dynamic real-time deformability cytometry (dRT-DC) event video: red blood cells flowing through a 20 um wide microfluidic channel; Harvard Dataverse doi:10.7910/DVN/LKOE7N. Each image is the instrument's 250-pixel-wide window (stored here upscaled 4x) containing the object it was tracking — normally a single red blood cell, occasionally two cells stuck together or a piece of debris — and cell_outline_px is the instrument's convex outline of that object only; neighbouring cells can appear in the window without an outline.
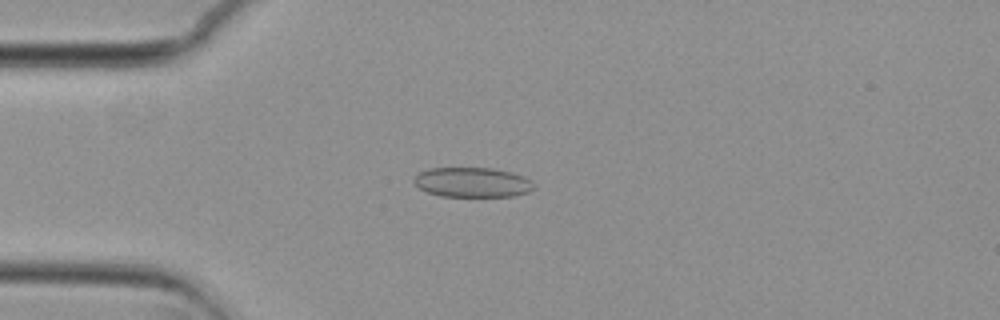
{"species": "common noctule bat (a hibernating species)", "species_latin": "Nyctalus noctula", "temperature_condition": "cold", "stored_images_in_passage": 54, "camera_frame_rate_fps": 3000, "um_per_image_px": 0.085, "animal": {"sex": "female", "body_mass_g": 29.2, "forearm_length_mm": 56.3}, "frame": {"image": 1, "passage_image": 13, "time_ms": 4.0, "image_size_px": [1000, 320], "cell_outline_px": [[536, 188], [528, 192], [516, 196], [440, 196], [428, 192], [420, 188], [412, 180], [420, 172], [432, 168], [492, 168], [524, 176], [532, 180], [536, 184]], "centroid_in_image_um": [40.21, 15.5], "position_along_channel_um": 44.8, "area_um2": 20.81}}
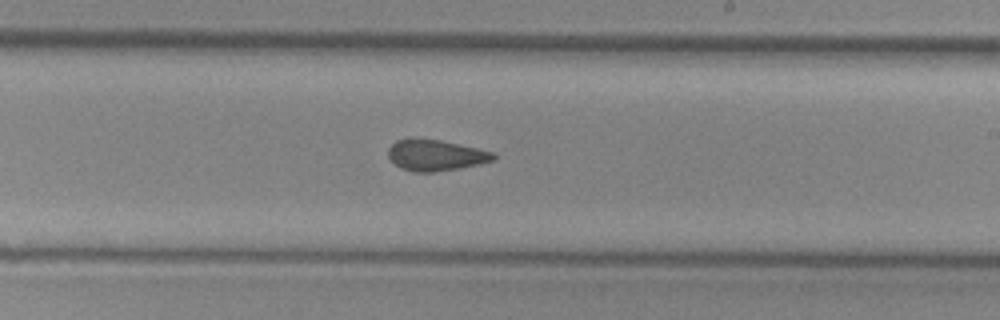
{"frame": {"image": 2, "passage_image": 31, "time_ms": 10.0, "image_size_px": [1000, 320], "cell_outline_px": [[496, 160], [480, 164], [460, 168], [432, 172], [412, 172], [400, 168], [388, 156], [388, 148], [396, 140], [408, 136], [416, 136], [440, 140], [476, 148], [492, 152], [496, 156]], "centroid_in_image_um": [36.98, 13.17], "position_along_channel_um": 252.0, "area_um2": 19.42}}
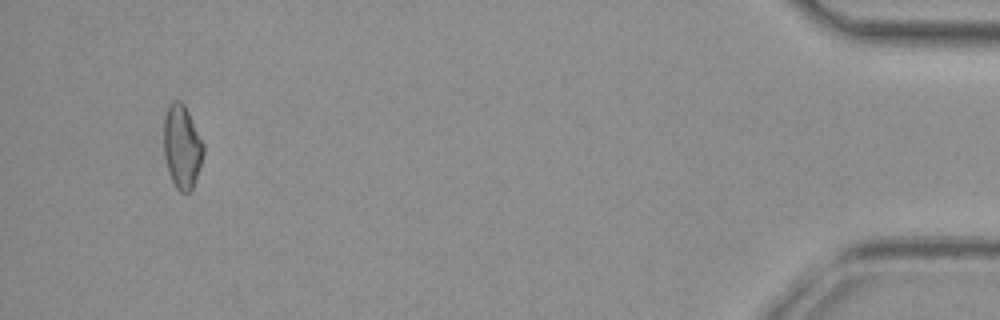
{"frame": {"image": 3, "passage_image": 51, "time_ms": 16.667, "image_size_px": [1000, 320], "cell_outline_px": [[204, 152], [200, 168], [192, 188], [188, 192], [180, 192], [176, 188], [168, 172], [164, 156], [164, 116], [168, 104], [172, 100], [180, 100], [184, 104], [204, 144]], "centroid_in_image_um": [15.46, 12.45], "position_along_channel_um": 419.7, "area_um2": 19.36}, "authors_computed_cell_mechanics": {"area_um2": 19.6231, "velocity_mm_per_s": 3.7369, "shape_relaxation_time_tau1_ms": null, "shape_relaxation_time_tau2_ms": 2.508, "deformation_change_tau1": null, "deformation_change_tau2": 0.0825}}